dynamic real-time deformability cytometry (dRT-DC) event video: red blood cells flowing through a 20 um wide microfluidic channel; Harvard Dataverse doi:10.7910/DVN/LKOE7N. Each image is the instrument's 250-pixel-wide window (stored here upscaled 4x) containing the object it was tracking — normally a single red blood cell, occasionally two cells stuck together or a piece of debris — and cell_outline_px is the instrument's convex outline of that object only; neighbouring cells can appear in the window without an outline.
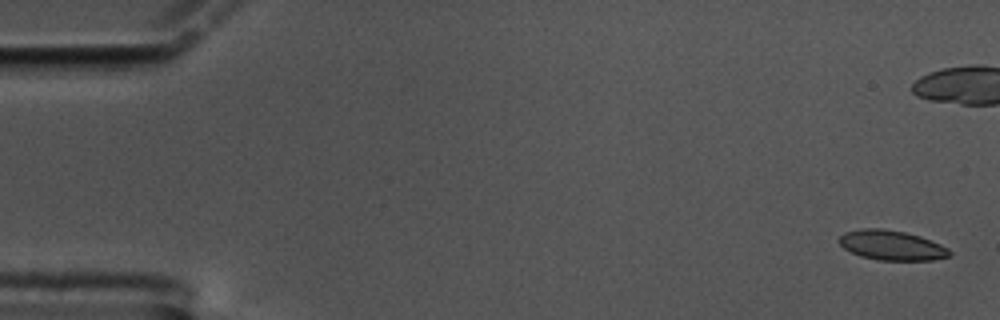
{"species": "common noctule bat (a hibernating species)", "species_latin": "Nyctalus noctula", "temperature_condition": "cold", "stored_images_in_passage": 44, "camera_frame_rate_fps": 3000, "um_per_image_px": 0.085, "animal": {"sex": "male", "body_mass_g": 17.5, "forearm_length_mm": 52.3}, "frame": {"image": 1, "passage_image": 1, "time_ms": 0.0, "image_size_px": [1000, 320], "cell_outline_px": [[952, 256], [932, 260], [876, 260], [860, 256], [844, 248], [836, 240], [844, 232], [860, 228], [880, 228], [904, 232], [920, 236], [940, 244], [948, 248], [952, 252]], "centroid_in_image_um": [75.78, 20.85], "position_along_channel_um": 9.2, "area_um2": 19.31}}